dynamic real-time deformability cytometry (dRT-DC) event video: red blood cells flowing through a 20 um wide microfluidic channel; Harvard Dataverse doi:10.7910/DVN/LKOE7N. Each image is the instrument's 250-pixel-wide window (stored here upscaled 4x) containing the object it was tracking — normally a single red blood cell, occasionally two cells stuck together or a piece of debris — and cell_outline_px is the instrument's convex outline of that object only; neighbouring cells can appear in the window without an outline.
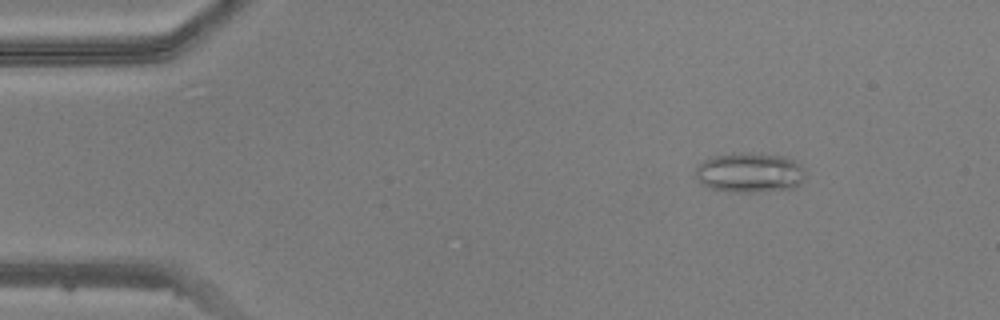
{"species": "common noctule bat (a hibernating species)", "species_latin": "Nyctalus noctula", "temperature_condition": "warm", "stored_images_in_passage": 50, "camera_frame_rate_fps": 3000, "um_per_image_px": 0.085, "animal": {"sex": "male", "body_mass_g": 20.5, "forearm_length_mm": 52.5}, "frame": {"image": 1, "passage_image": 7, "time_ms": 2.0, "image_size_px": [1000, 320], "cell_outline_px": [[804, 176], [800, 184], [796, 188], [756, 192], [732, 192], [712, 188], [700, 184], [696, 176], [696, 168], [704, 160], [712, 156], [732, 152], [748, 152], [784, 156], [800, 164], [804, 168]], "centroid_in_image_um": [63.72, 14.66], "position_along_channel_um": 21.3, "area_um2": 25.78}}
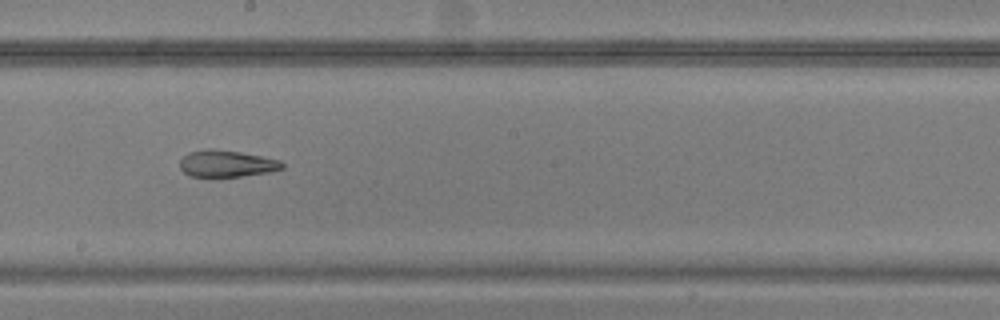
{"frame": {"image": 2, "passage_image": 28, "time_ms": 9.0, "image_size_px": [1000, 320], "cell_outline_px": [[284, 168], [268, 172], [240, 176], [188, 176], [180, 168], [180, 160], [188, 152], [208, 148], [212, 148], [240, 152], [280, 160], [284, 164]], "centroid_in_image_um": [19.24, 13.89], "position_along_channel_um": 229.0, "area_um2": 15.84}}
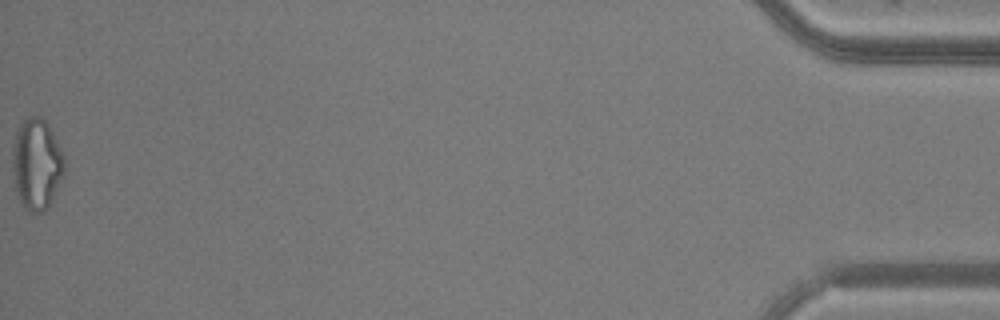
{"frame": {"image": 3, "passage_image": 50, "time_ms": 16.333, "image_size_px": [1000, 320], "cell_outline_px": [[64, 176], [48, 208], [40, 212], [28, 212], [20, 204], [16, 192], [12, 168], [12, 144], [16, 132], [20, 124], [28, 116], [40, 116], [48, 124], [64, 156]], "centroid_in_image_um": [3.1, 13.97], "position_along_channel_um": 432.1, "area_um2": 27.86}}